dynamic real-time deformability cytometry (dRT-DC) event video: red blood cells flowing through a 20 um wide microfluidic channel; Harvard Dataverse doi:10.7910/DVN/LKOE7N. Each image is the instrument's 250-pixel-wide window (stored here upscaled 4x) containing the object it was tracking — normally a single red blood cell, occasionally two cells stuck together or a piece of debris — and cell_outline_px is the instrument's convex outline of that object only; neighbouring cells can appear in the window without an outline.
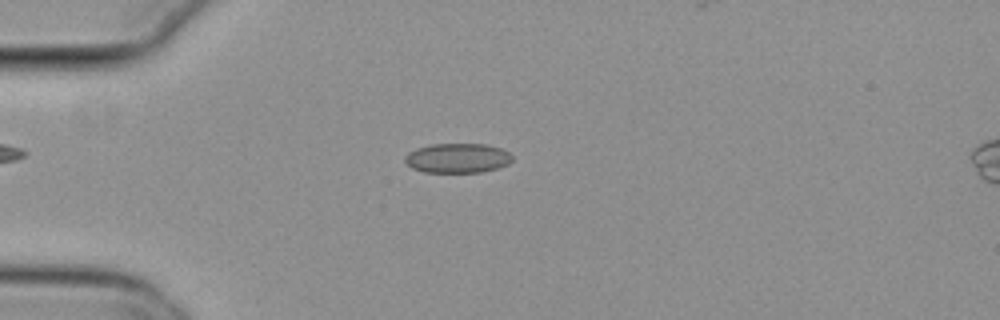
{"species": "common noctule bat (a hibernating species)", "species_latin": "Nyctalus noctula", "temperature_condition": "cold", "stored_images_in_passage": 55, "camera_frame_rate_fps": 3000, "um_per_image_px": 0.085, "animal": {"sex": "female", "body_mass_g": 29.2, "forearm_length_mm": 56.3}, "frame": {"image": 1, "passage_image": 15, "time_ms": 4.667, "image_size_px": [1000, 320], "cell_outline_px": [[512, 160], [508, 164], [496, 168], [480, 172], [424, 172], [412, 168], [404, 160], [404, 156], [408, 152], [416, 148], [432, 144], [488, 144], [500, 148], [508, 152], [512, 156]], "centroid_in_image_um": [38.87, 13.43], "position_along_channel_um": 46.1, "area_um2": 18.5}}
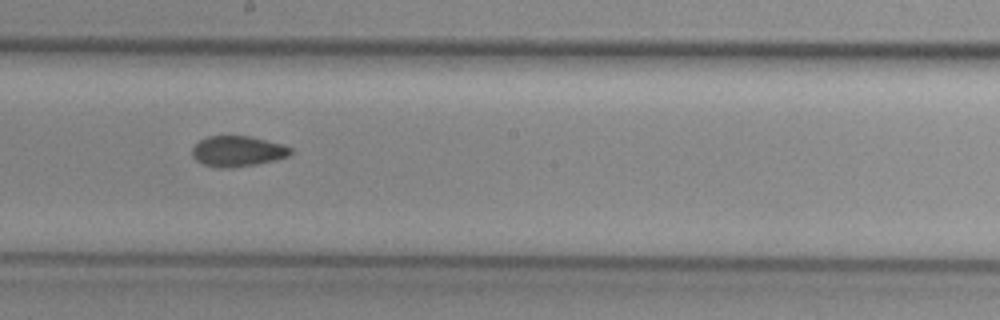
{"frame": {"image": 2, "passage_image": 31, "time_ms": 10.0, "image_size_px": [1000, 320], "cell_outline_px": [[292, 152], [288, 156], [256, 164], [232, 168], [216, 168], [204, 164], [196, 160], [192, 156], [192, 148], [200, 140], [208, 136], [248, 136], [280, 144], [292, 148]], "centroid_in_image_um": [20.15, 12.86], "position_along_channel_um": 228.0, "area_um2": 17.34}}
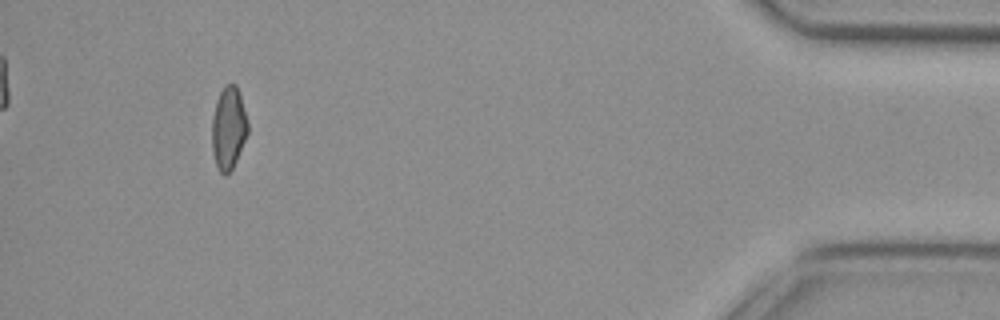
{"frame": {"image": 3, "passage_image": 51, "time_ms": 16.667, "image_size_px": [1000, 320], "cell_outline_px": [[248, 132], [236, 160], [232, 168], [224, 176], [216, 168], [212, 152], [212, 120], [216, 100], [224, 84], [236, 84], [248, 120]], "centroid_in_image_um": [19.41, 10.89], "position_along_channel_um": 415.8, "area_um2": 17.28}, "authors_computed_cell_mechanics": {"area_um2": 18.0336, "velocity_mm_per_s": 3.8112, "shape_relaxation_time_tau1_ms": null, "shape_relaxation_time_tau2_ms": 5.4451, "deformation_change_tau1": null, "deformation_change_tau2": 0.0962}}